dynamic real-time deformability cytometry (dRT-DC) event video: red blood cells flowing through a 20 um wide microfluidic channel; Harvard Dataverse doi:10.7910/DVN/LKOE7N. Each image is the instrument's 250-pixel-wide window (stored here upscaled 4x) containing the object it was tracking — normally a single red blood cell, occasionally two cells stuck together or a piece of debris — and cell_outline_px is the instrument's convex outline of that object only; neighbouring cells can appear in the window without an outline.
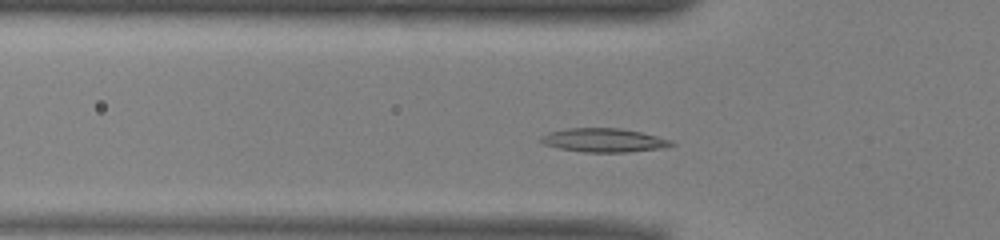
{"species": "common noctule bat (a hibernating species)", "species_latin": "Nyctalus noctula", "temperature_condition": "warm", "stored_images_in_passage": 43, "camera_frame_rate_fps": 3000, "um_per_image_px": 0.085, "animal": {"sex": "male", "body_mass_g": 13.0, "forearm_length_mm": 53.1}, "frame": {"image": 1, "passage_image": 8, "time_ms": 2.333, "image_size_px": [1000, 240], "cell_outline_px": [[676, 144], [660, 148], [628, 152], [584, 152], [560, 148], [544, 144], [540, 140], [540, 136], [548, 132], [568, 128], [620, 128], [640, 132], [672, 140]], "centroid_in_image_um": [51.31, 11.91], "position_along_channel_um": 74.5, "area_um2": 17.92}}
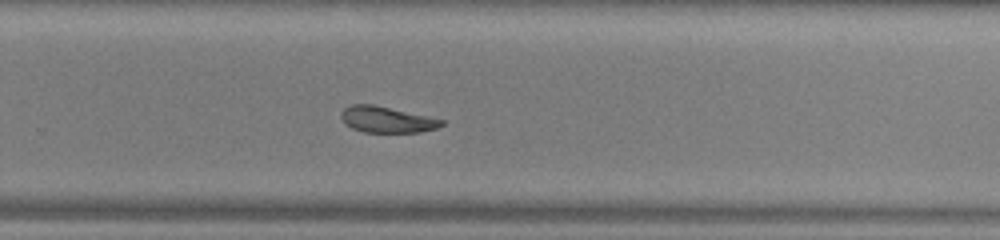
{"frame": {"image": 2, "passage_image": 25, "time_ms": 8.0, "image_size_px": [1000, 240], "cell_outline_px": [[444, 124], [436, 128], [420, 132], [364, 132], [352, 128], [344, 124], [340, 116], [340, 112], [344, 108], [352, 104], [372, 104], [444, 120]], "centroid_in_image_um": [32.82, 10.16], "position_along_channel_um": 297.0, "area_um2": 15.14}}
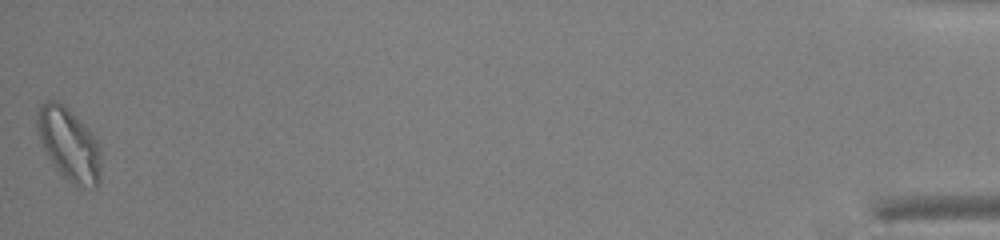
{"frame": {"image": 3, "passage_image": 43, "time_ms": 14.0, "image_size_px": [1000, 240], "cell_outline_px": [[100, 180], [96, 188], [92, 188], [72, 184], [64, 180], [48, 156], [40, 140], [36, 124], [36, 112], [40, 104], [48, 100], [56, 100], [64, 104], [88, 128], [100, 144]], "centroid_in_image_um": [5.87, 12.26], "position_along_channel_um": 429.3, "area_um2": 27.34}, "authors_computed_cell_mechanics": {"area_um2": 16.9354, "velocity_mm_per_s": 3.9258, "shape_relaxation_time_tau1_ms": 8.1428, "shape_relaxation_time_tau2_ms": 2.9663, "deformation_change_tau1": 0.1864, "deformation_change_tau2": 0.0893}}